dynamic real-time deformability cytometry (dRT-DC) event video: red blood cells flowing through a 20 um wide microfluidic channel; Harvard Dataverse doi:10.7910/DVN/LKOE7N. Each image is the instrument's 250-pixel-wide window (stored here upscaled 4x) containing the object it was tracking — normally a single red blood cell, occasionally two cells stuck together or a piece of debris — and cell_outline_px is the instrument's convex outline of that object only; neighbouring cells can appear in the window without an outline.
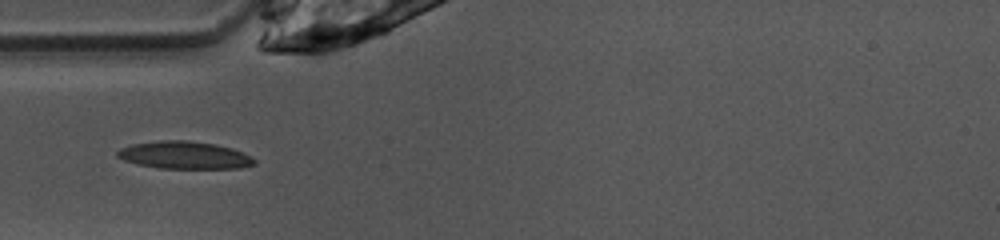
{"species": "common noctule bat (a hibernating species)", "species_latin": "Nyctalus noctula", "temperature_condition": "warm", "stored_images_in_passage": 39, "camera_frame_rate_fps": 3000, "um_per_image_px": 0.085, "animal": {"sex": "female", "body_mass_g": 10.0, "forearm_length_mm": 53.1}, "frame": {"image": 1, "passage_image": 5, "time_ms": 1.333, "image_size_px": [1000, 240], "cell_outline_px": [[256, 164], [240, 168], [160, 168], [136, 164], [124, 160], [116, 156], [116, 152], [120, 148], [132, 144], [160, 140], [188, 140], [216, 144], [232, 148], [244, 152], [252, 156], [256, 160]], "centroid_in_image_um": [15.7, 13.18], "position_along_channel_um": 69.3, "area_um2": 22.14}}
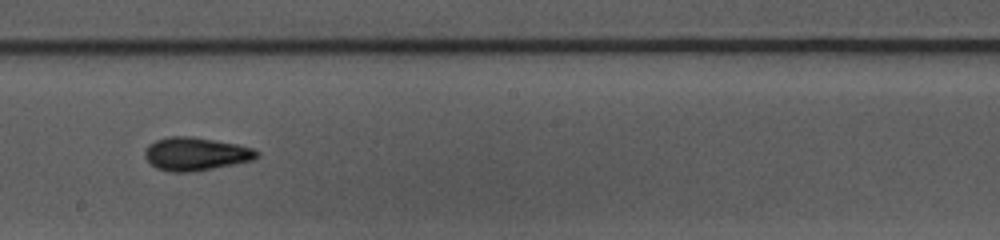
{"frame": {"image": 2, "passage_image": 17, "time_ms": 5.333, "image_size_px": [1000, 240], "cell_outline_px": [[260, 156], [256, 160], [192, 172], [172, 172], [156, 168], [144, 156], [144, 152], [148, 144], [156, 140], [168, 136], [192, 136], [236, 144], [256, 148], [260, 152]], "centroid_in_image_um": [16.68, 13.08], "position_along_channel_um": 231.5, "area_um2": 21.91}}
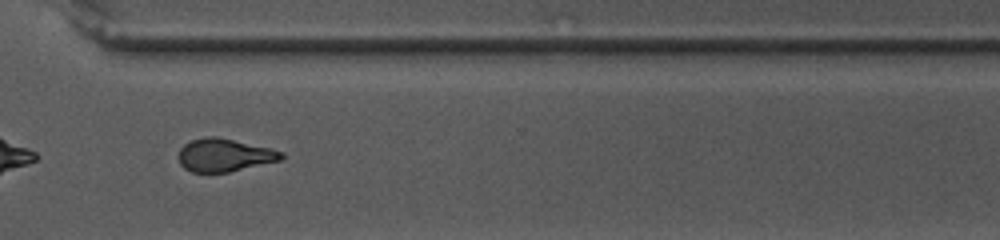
{"frame": {"image": 3, "passage_image": 26, "time_ms": 8.333, "image_size_px": [1000, 240], "cell_outline_px": [[284, 156], [280, 160], [228, 172], [192, 172], [184, 168], [180, 164], [180, 148], [184, 144], [192, 140], [204, 136], [216, 136], [268, 148], [284, 152]], "centroid_in_image_um": [19.05, 13.18], "position_along_channel_um": 351.6, "area_um2": 19.42}, "authors_computed_cell_mechanics": {"area_um2": 20.3456, "velocity_mm_per_s": 4.0127, "shape_relaxation_time_tau1_ms": 4.3134, "shape_relaxation_time_tau2_ms": 3.6442, "deformation_change_tau1": 0.1797, "deformation_change_tau2": 0.1003}}